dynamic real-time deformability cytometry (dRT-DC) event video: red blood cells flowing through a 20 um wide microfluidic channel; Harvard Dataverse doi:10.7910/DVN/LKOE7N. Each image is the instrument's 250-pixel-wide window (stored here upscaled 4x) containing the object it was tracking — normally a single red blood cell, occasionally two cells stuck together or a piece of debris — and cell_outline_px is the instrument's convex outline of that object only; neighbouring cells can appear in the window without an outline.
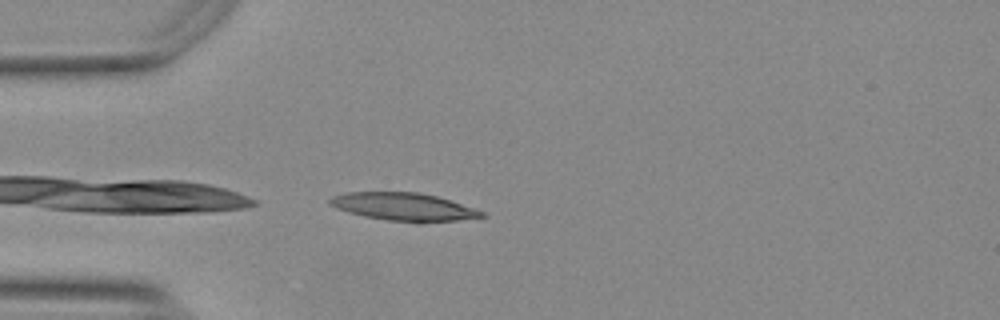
{"species": "Egyptian fruit bat (a non-hibernating species)", "species_latin": "Rousettus aegyptiacus", "temperature_condition": "warm", "stored_images_in_passage": 33, "camera_frame_rate_fps": 3000, "um_per_image_px": 0.085, "animal": {"sex": "female"}, "frame": {"image": 1, "passage_image": 1, "time_ms": 0.0, "image_size_px": [1000, 320], "cell_outline_px": [[484, 216], [456, 220], [388, 220], [364, 216], [348, 212], [336, 208], [328, 204], [328, 200], [332, 196], [344, 192], [420, 192], [436, 196], [484, 212]], "centroid_in_image_um": [34.18, 17.53], "position_along_channel_um": 50.8, "area_um2": 23.7}}
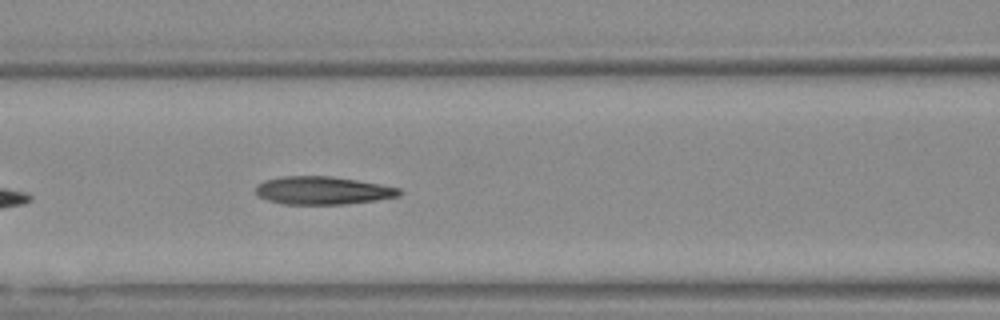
{"frame": {"image": 2, "passage_image": 9, "time_ms": 2.667, "image_size_px": [1000, 320], "cell_outline_px": [[400, 196], [376, 200], [344, 204], [284, 204], [268, 200], [260, 196], [256, 192], [256, 188], [264, 180], [280, 176], [332, 176], [380, 184], [400, 188]], "centroid_in_image_um": [27.44, 16.18], "position_along_channel_um": 139.2, "area_um2": 23.24}}
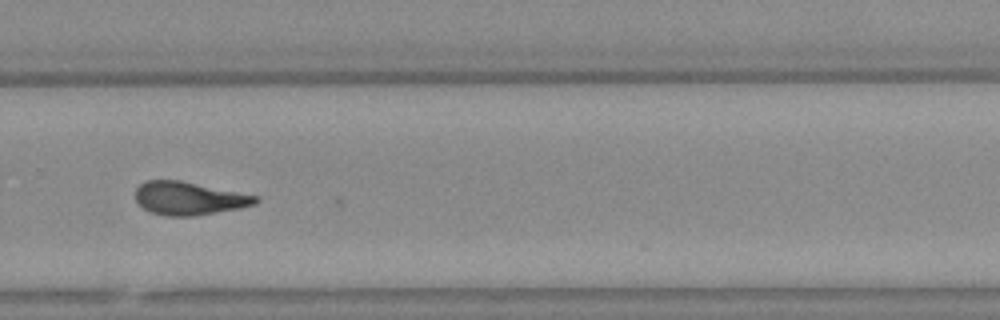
{"frame": {"image": 3, "passage_image": 23, "time_ms": 7.333, "image_size_px": [1000, 320], "cell_outline_px": [[260, 200], [256, 204], [240, 208], [192, 216], [168, 216], [152, 212], [144, 208], [136, 200], [136, 188], [144, 180], [180, 180], [260, 196]], "centroid_in_image_um": [16.09, 16.85], "position_along_channel_um": 313.7, "area_um2": 23.18}, "authors_computed_cell_mechanics": {"area_um2": 23.4668, "velocity_mm_per_s": 3.755, "shape_relaxation_time_tau1_ms": 9.8169, "shape_relaxation_time_tau2_ms": 2.4949, "deformation_change_tau1": 0.26, "deformation_change_tau2": 0.1263}}